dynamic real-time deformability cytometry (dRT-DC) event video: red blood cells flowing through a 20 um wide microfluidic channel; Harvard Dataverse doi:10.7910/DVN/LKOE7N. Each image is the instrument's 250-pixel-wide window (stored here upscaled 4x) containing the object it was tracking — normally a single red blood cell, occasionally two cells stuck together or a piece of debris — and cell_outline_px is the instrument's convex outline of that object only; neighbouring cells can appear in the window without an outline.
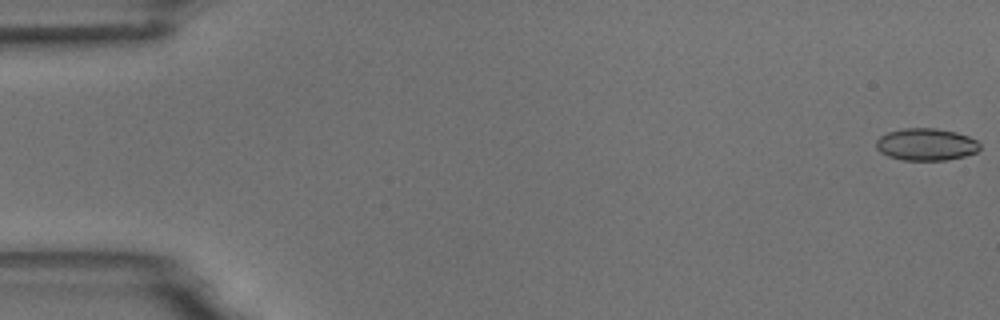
{"species": "common noctule bat (a hibernating species)", "species_latin": "Nyctalus noctula", "temperature_condition": "room temperature", "stored_images_in_passage": 15, "camera_frame_rate_fps": 3000, "um_per_image_px": 0.085, "animal": {"sex": "male", "body_mass_g": 18.8}, "frame": {"image": 1, "passage_image": 1, "time_ms": 0.0, "image_size_px": [1000, 320], "cell_outline_px": [[980, 148], [976, 152], [964, 156], [948, 160], [900, 160], [888, 156], [880, 152], [876, 148], [876, 140], [880, 136], [888, 132], [904, 128], [936, 128], [956, 132], [968, 136], [976, 140], [980, 144]], "centroid_in_image_um": [78.71, 12.28], "position_along_channel_um": 6.3, "area_um2": 19.54}}
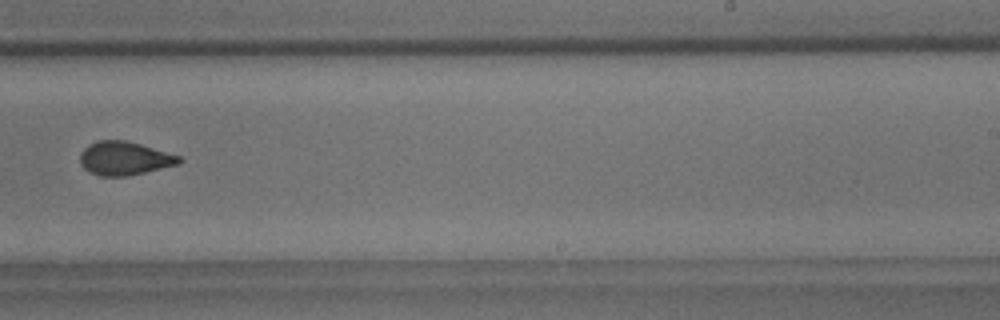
{"frame": {"image": 2, "passage_image": 10, "time_ms": 11.333, "image_size_px": [1000, 320], "cell_outline_px": [[184, 160], [180, 164], [128, 176], [100, 176], [88, 172], [80, 164], [80, 152], [88, 144], [96, 140], [124, 140], [140, 144], [180, 156]], "centroid_in_image_um": [10.56, 13.46], "position_along_channel_um": 278.4, "area_um2": 19.54}}
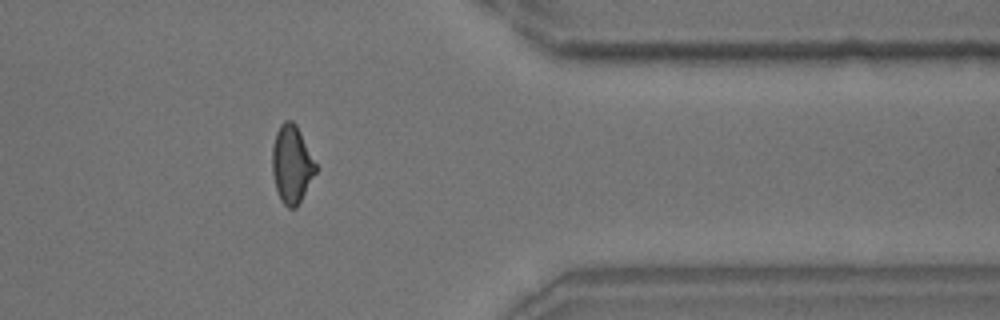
{"frame": {"image": 3, "passage_image": 13, "time_ms": 14.667, "image_size_px": [1000, 320], "cell_outline_px": [[316, 172], [296, 208], [288, 208], [280, 200], [276, 188], [272, 172], [272, 148], [276, 132], [280, 124], [284, 120], [292, 120], [296, 124], [316, 164]], "centroid_in_image_um": [24.78, 13.95], "position_along_channel_um": 386.6, "area_um2": 19.54}, "authors_computed_cell_mechanics": {"area_um2": 19.7098, "velocity_mm_per_s": 3.6961, "shape_relaxation_time_tau1_ms": 9.9013, "shape_relaxation_time_tau2_ms": null, "deformation_change_tau1": 0.1552, "deformation_change_tau2": null}}